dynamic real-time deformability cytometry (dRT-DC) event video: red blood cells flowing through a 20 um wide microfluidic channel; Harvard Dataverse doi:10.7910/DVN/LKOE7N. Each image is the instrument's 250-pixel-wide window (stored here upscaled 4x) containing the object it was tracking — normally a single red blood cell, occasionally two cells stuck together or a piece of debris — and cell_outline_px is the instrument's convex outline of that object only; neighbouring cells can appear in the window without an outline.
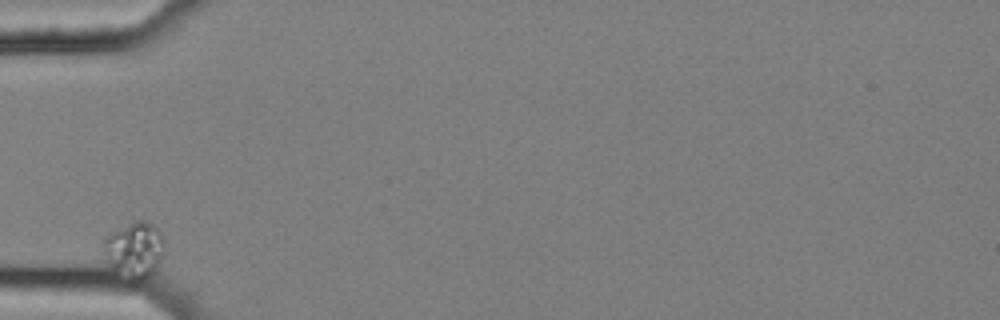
{"species": "common noctule bat (a hibernating species)", "species_latin": "Nyctalus noctula", "temperature_condition": "cold", "stored_images_in_passage": 36, "camera_frame_rate_fps": 3000, "um_per_image_px": 0.085, "animal": {"sex": "female", "body_mass_g": 25.1}, "frame": {"image": 1, "passage_image": 1, "time_ms": 0.0, "image_size_px": [1000, 320], "cell_outline_px": [[164, 252], [156, 268], [144, 280], [132, 280], [112, 268], [100, 248], [100, 244], [112, 232], [136, 220], [144, 220], [152, 224], [164, 236]], "centroid_in_image_um": [11.43, 21.21], "position_along_channel_um": 73.6, "area_um2": 19.71}}